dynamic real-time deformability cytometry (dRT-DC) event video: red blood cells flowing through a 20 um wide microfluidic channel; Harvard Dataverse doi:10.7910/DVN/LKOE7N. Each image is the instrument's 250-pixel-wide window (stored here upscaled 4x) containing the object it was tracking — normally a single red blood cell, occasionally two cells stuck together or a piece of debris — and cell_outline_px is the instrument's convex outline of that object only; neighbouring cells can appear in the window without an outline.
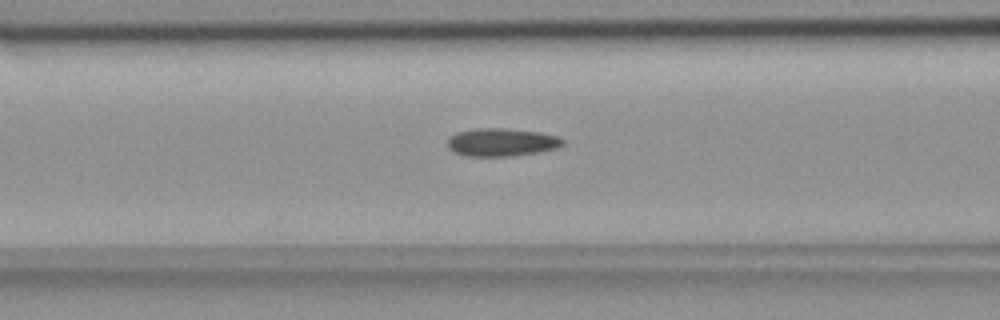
{"species": "common noctule bat (a hibernating species)", "species_latin": "Nyctalus noctula", "temperature_condition": "room temperature", "stored_images_in_passage": 32, "camera_frame_rate_fps": 3000, "um_per_image_px": 0.085, "animal": {"sex": "female", "body_mass_g": 18.4}, "frame": {"image": 1, "passage_image": 5, "time_ms": 1.333, "image_size_px": [1000, 320], "cell_outline_px": [[564, 144], [556, 148], [540, 152], [512, 156], [464, 156], [452, 152], [448, 148], [448, 136], [456, 132], [476, 128], [504, 128], [540, 132], [560, 136], [564, 140]], "centroid_in_image_um": [42.62, 12.09], "position_along_channel_um": 124.0, "area_um2": 19.13}}
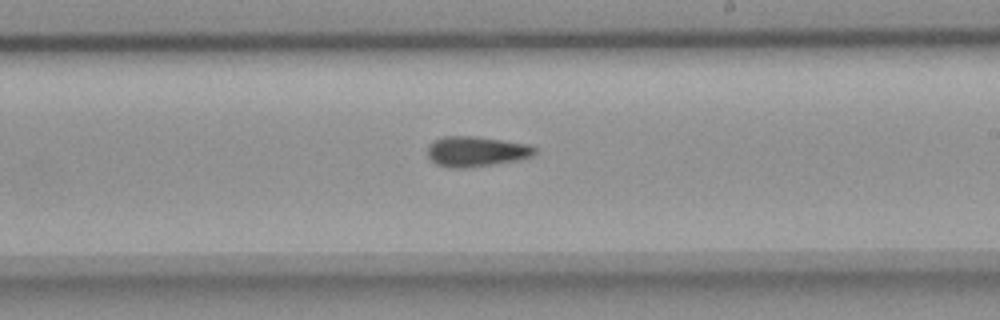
{"frame": {"image": 2, "passage_image": 15, "time_ms": 4.667, "image_size_px": [1000, 320], "cell_outline_px": [[536, 152], [532, 156], [516, 160], [468, 168], [448, 168], [436, 164], [428, 156], [428, 144], [444, 136], [476, 136], [532, 144], [536, 148]], "centroid_in_image_um": [40.49, 12.87], "position_along_channel_um": 248.5, "area_um2": 19.02}}
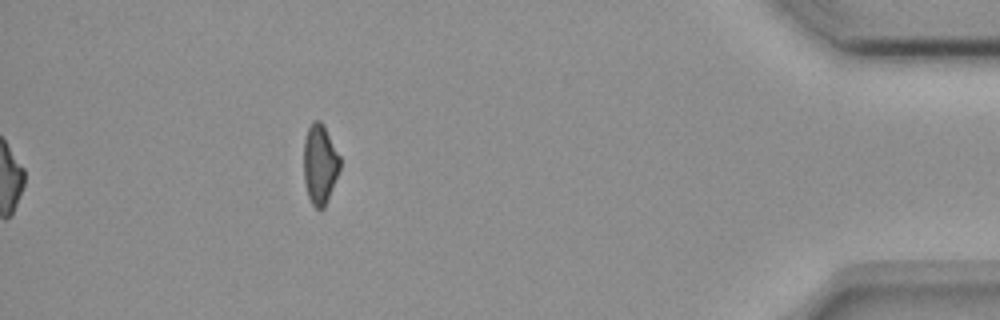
{"frame": {"image": 3, "passage_image": 32, "time_ms": 10.333, "image_size_px": [1000, 320], "cell_outline_px": [[340, 168], [324, 208], [316, 208], [312, 204], [308, 196], [304, 180], [304, 140], [308, 128], [312, 120], [320, 120], [324, 124], [340, 156]], "centroid_in_image_um": [27.19, 13.91], "position_along_channel_um": 408.0, "area_um2": 16.82}}